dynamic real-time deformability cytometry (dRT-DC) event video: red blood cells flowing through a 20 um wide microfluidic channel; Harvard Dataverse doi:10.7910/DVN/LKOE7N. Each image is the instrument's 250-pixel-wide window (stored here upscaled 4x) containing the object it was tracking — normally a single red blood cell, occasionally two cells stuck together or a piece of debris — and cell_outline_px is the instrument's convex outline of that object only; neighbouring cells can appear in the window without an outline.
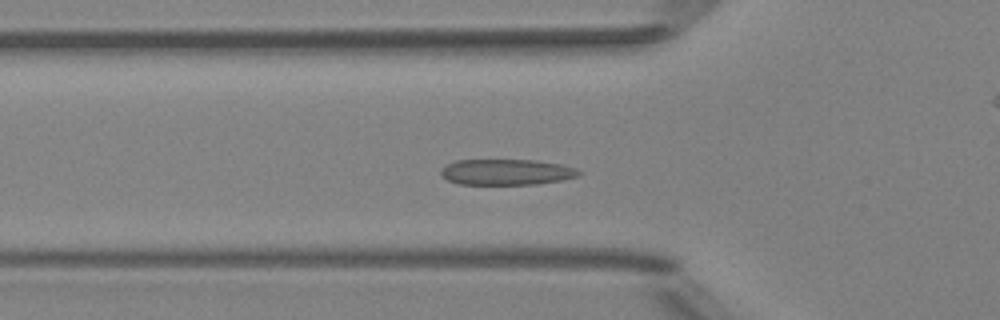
{"species": "Egyptian fruit bat (a non-hibernating species)", "species_latin": "Rousettus aegyptiacus", "temperature_condition": "room temperature", "stored_images_in_passage": 50, "camera_frame_rate_fps": 3000, "um_per_image_px": 0.085, "animal": {"sex": "female"}, "frame": {"image": 1, "passage_image": 15, "time_ms": 4.667, "image_size_px": [1000, 320], "cell_outline_px": [[584, 172], [576, 176], [564, 180], [536, 184], [460, 184], [448, 180], [440, 176], [440, 172], [448, 164], [456, 160], [532, 160], [560, 164], [576, 168]], "centroid_in_image_um": [43.07, 14.63], "position_along_channel_um": 82.7, "area_um2": 20.69}}
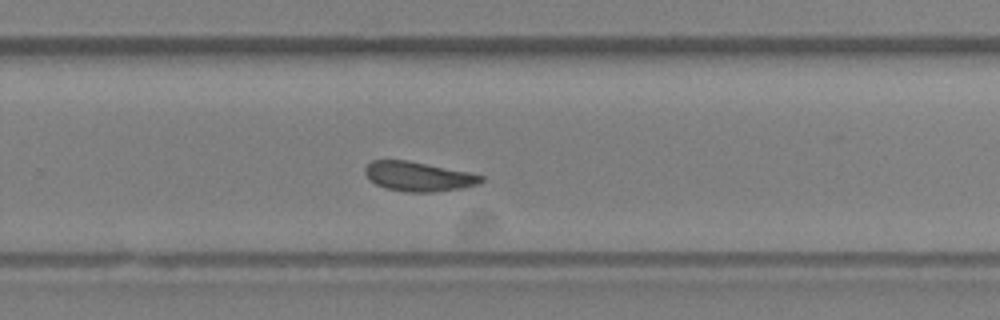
{"frame": {"image": 2, "passage_image": 31, "time_ms": 10.0, "image_size_px": [1000, 320], "cell_outline_px": [[484, 180], [480, 184], [464, 188], [436, 192], [408, 192], [384, 188], [376, 184], [364, 172], [364, 168], [372, 160], [404, 160], [468, 172], [484, 176]], "centroid_in_image_um": [35.59, 15.02], "position_along_channel_um": 294.2, "area_um2": 19.83}}
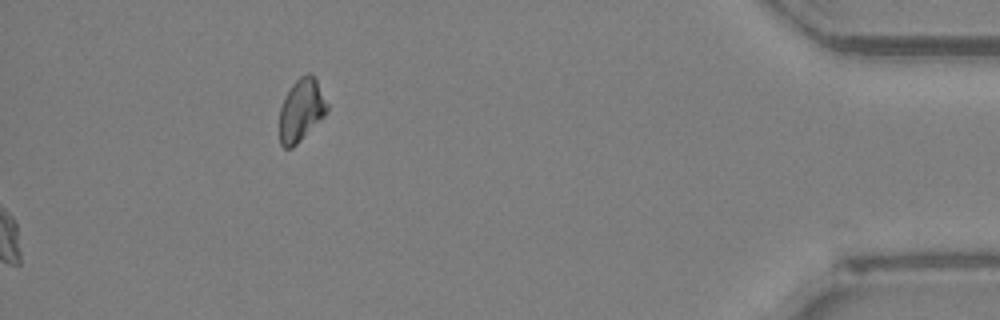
{"frame": {"image": 3, "passage_image": 50, "time_ms": 16.333, "image_size_px": [1000, 320], "cell_outline_px": [[328, 112], [292, 148], [284, 148], [280, 144], [280, 108], [292, 84], [300, 76], [308, 72], [312, 72], [328, 104]], "centroid_in_image_um": [25.61, 9.34], "position_along_channel_um": 409.6, "area_um2": 17.11}, "authors_computed_cell_mechanics": {"area_um2": 20.1433, "velocity_mm_per_s": 3.9815, "shape_relaxation_time_tau1_ms": 5.3696, "shape_relaxation_time_tau2_ms": 1.4138, "deformation_change_tau1": 0.1295, "deformation_change_tau2": 0.0747}}